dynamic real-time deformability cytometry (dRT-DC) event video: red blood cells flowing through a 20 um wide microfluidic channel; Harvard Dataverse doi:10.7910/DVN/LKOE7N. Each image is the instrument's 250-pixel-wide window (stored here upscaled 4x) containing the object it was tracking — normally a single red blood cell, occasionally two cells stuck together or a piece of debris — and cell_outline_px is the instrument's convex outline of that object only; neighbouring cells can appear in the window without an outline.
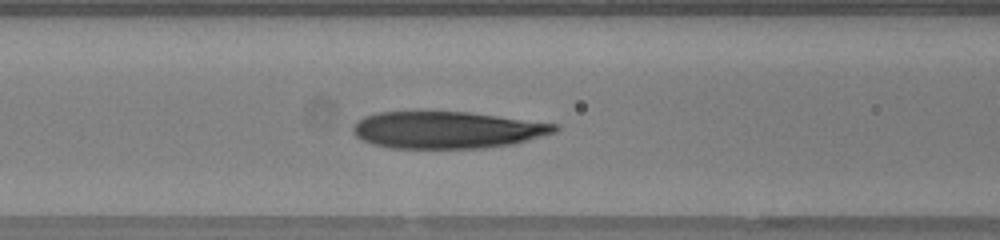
{"species": "human", "species_latin": "Homo sapiens", "temperature_condition": "warm", "stored_images_in_passage": 46, "camera_frame_rate_fps": 3000, "um_per_image_px": 0.085, "donor": {"sex": "female"}, "frame": {"image": 1, "passage_image": 17, "time_ms": 5.333, "image_size_px": [1000, 240], "cell_outline_px": [[560, 128], [556, 132], [512, 144], [484, 148], [392, 148], [372, 144], [356, 136], [352, 132], [352, 128], [364, 116], [376, 112], [468, 112], [560, 124]], "centroid_in_image_um": [38.02, 11.04], "position_along_channel_um": 128.6, "area_um2": 43.35}}
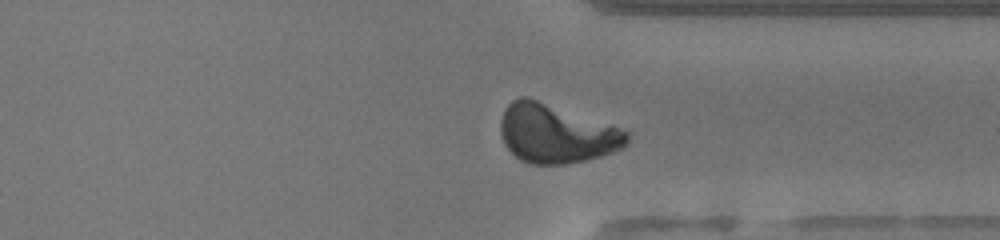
{"frame": {"image": 2, "passage_image": 34, "time_ms": 11.0, "image_size_px": [1000, 240], "cell_outline_px": [[632, 132], [628, 144], [624, 148], [588, 160], [568, 164], [528, 164], [520, 160], [504, 144], [500, 132], [500, 120], [504, 108], [512, 100], [520, 96], [528, 96]], "centroid_in_image_um": [47.29, 11.36], "position_along_channel_um": 364.1, "area_um2": 43.81}}
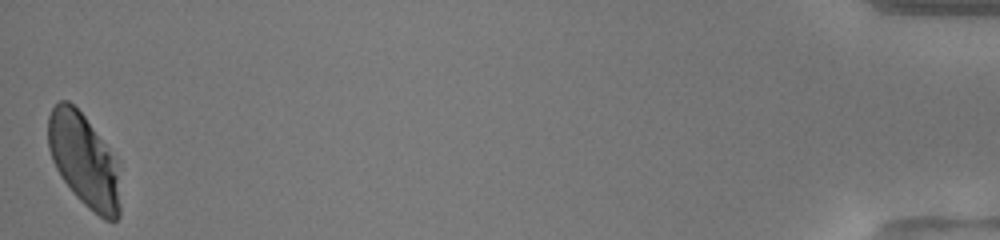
{"frame": {"image": 3, "passage_image": 46, "time_ms": 15.0, "image_size_px": [1000, 240], "cell_outline_px": [[120, 216], [116, 220], [104, 220], [88, 208], [72, 192], [60, 176], [52, 160], [48, 148], [48, 116], [52, 108], [60, 100], [68, 100], [84, 116], [108, 152], [116, 176], [120, 204]], "centroid_in_image_um": [7.04, 13.66], "position_along_channel_um": 428.2, "area_um2": 37.63}, "authors_computed_cell_mechanics": {"area_um2": 43.4078, "velocity_mm_per_s": 4.1817, "shape_relaxation_time_tau1_ms": 6.9441, "shape_relaxation_time_tau2_ms": 1.3246, "deformation_change_tau1": 0.2838, "deformation_change_tau2": 0.0678}}